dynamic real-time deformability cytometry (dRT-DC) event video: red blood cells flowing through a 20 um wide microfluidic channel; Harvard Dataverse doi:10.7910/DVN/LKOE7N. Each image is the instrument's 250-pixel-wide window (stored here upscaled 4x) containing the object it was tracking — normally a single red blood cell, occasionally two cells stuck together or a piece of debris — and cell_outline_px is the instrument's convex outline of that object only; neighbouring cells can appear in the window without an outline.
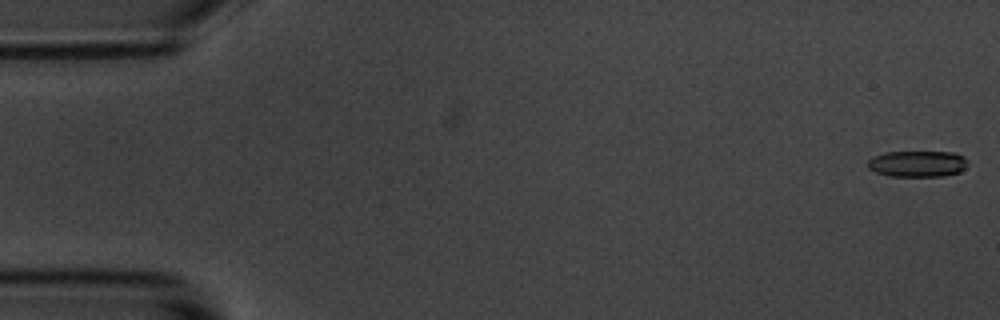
{"species": "common noctule bat (a hibernating species)", "species_latin": "Nyctalus noctula", "temperature_condition": "room temperature", "stored_images_in_passage": 7, "camera_frame_rate_fps": 3000, "um_per_image_px": 0.085, "animal": {"sex": "male", "body_mass_g": 20.1, "forearm_length_mm": 53.5}, "frame": {"image": 1, "passage_image": 1, "time_ms": 0.0, "image_size_px": [1000, 320], "cell_outline_px": [[968, 160], [964, 168], [960, 172], [944, 176], [892, 176], [876, 172], [868, 168], [868, 160], [872, 156], [884, 152], [956, 152], [964, 156]], "centroid_in_image_um": [78.0, 13.91], "position_along_channel_um": 7.0, "area_um2": 15.37}}
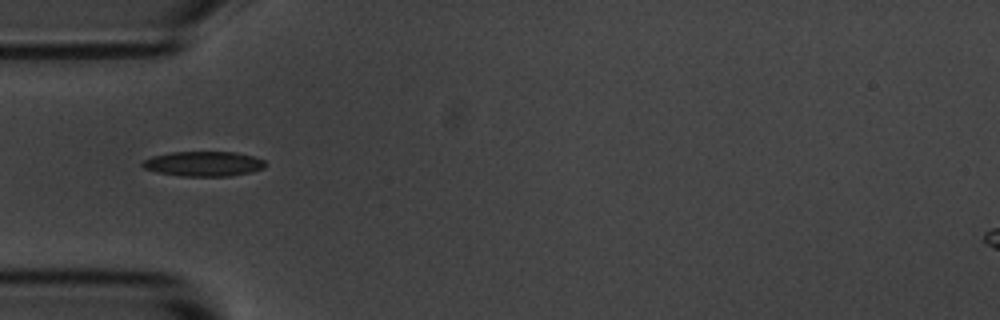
{"frame": {"image": 2, "passage_image": 5, "time_ms": 5.333, "image_size_px": [1000, 320], "cell_outline_px": [[268, 164], [264, 168], [252, 172], [232, 176], [180, 176], [156, 172], [144, 168], [140, 164], [144, 160], [152, 156], [172, 152], [236, 152], [252, 156], [264, 160]], "centroid_in_image_um": [17.32, 13.93], "position_along_channel_um": 67.7, "area_um2": 17.98}}
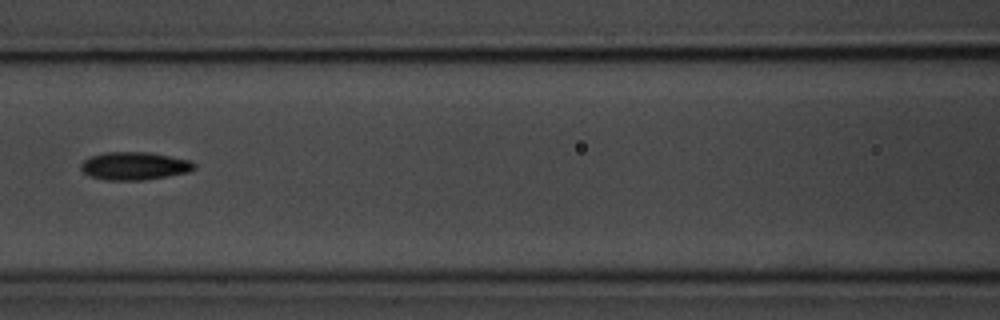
{"frame": {"image": 3, "passage_image": 7, "time_ms": 7.667, "image_size_px": [1000, 320], "cell_outline_px": [[196, 168], [188, 172], [168, 176], [144, 180], [104, 180], [88, 176], [80, 168], [80, 164], [84, 160], [92, 156], [104, 152], [148, 152], [192, 160], [196, 164]], "centroid_in_image_um": [11.44, 14.11], "position_along_channel_um": 155.2, "area_um2": 18.61}}